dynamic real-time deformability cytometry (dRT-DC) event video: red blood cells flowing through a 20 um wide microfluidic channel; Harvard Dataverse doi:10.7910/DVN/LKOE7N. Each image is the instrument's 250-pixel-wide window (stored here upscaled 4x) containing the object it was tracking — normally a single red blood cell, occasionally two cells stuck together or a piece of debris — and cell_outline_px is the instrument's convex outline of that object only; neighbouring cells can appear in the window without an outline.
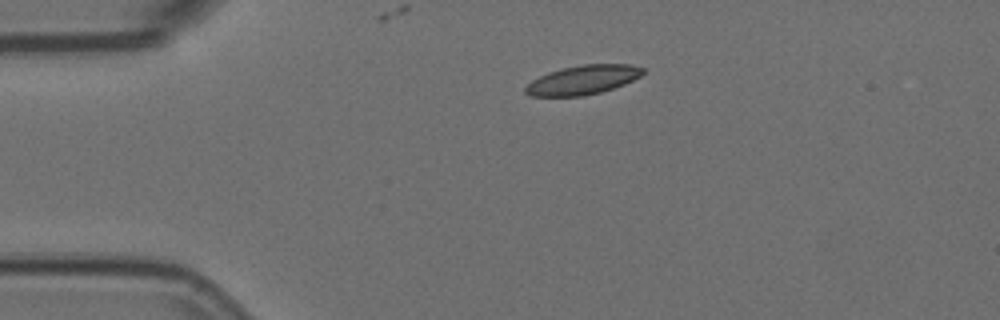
{"species": "Egyptian fruit bat (a non-hibernating species)", "species_latin": "Rousettus aegyptiacus", "temperature_condition": "room temperature", "stored_images_in_passage": 3, "camera_frame_rate_fps": 3000, "um_per_image_px": 0.085, "animal": {"sex": "female"}, "frame": {"image": 1, "passage_image": 1, "time_ms": 0.0, "image_size_px": [1000, 320], "cell_outline_px": [[644, 72], [640, 76], [624, 84], [600, 92], [584, 96], [528, 96], [524, 92], [524, 88], [532, 80], [548, 72], [564, 68], [584, 64], [632, 64], [644, 68]], "centroid_in_image_um": [49.53, 6.79], "position_along_channel_um": 35.5, "area_um2": 19.88}}